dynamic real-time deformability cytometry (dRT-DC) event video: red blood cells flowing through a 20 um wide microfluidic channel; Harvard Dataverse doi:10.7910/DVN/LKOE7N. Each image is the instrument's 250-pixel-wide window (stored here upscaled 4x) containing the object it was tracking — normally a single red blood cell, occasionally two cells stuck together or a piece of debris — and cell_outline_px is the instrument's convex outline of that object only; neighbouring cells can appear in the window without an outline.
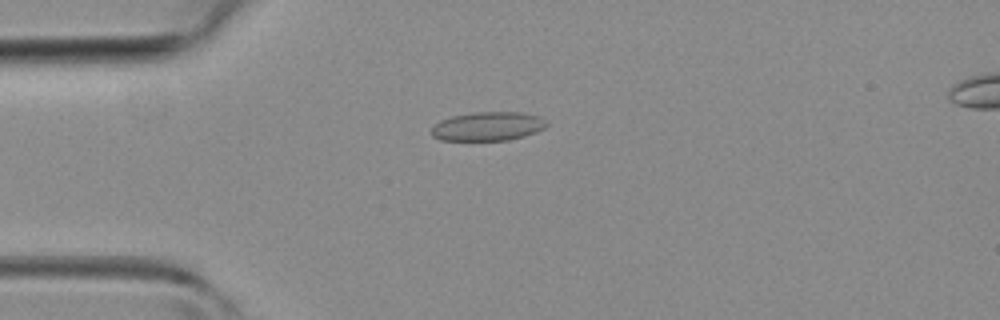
{"species": "common noctule bat (a hibernating species)", "species_latin": "Nyctalus noctula", "temperature_condition": "room temperature", "stored_images_in_passage": 44, "camera_frame_rate_fps": 3000, "um_per_image_px": 0.085, "animal": {"sex": "female", "body_mass_g": 19.3, "forearm_length_mm": 54.1}, "frame": {"image": 1, "passage_image": 11, "time_ms": 3.333, "image_size_px": [1000, 320], "cell_outline_px": [[548, 124], [544, 128], [536, 132], [524, 136], [508, 140], [440, 140], [432, 136], [432, 128], [440, 120], [452, 116], [472, 112], [520, 112], [536, 116], [544, 120]], "centroid_in_image_um": [41.45, 10.74], "position_along_channel_um": 43.6, "area_um2": 19.25}}
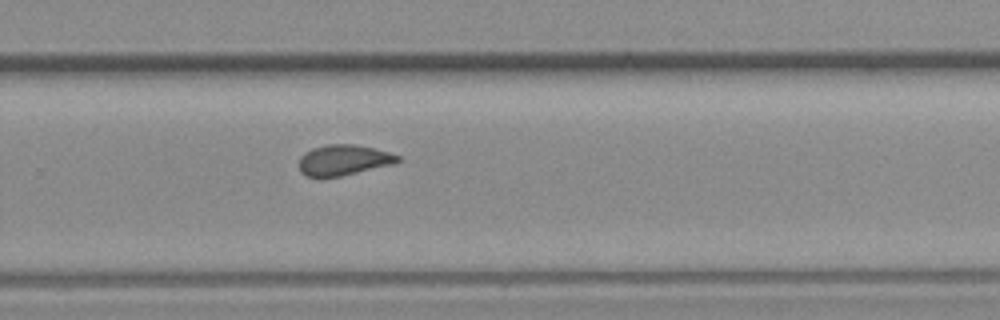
{"frame": {"image": 2, "passage_image": 29, "time_ms": 9.333, "image_size_px": [1000, 320], "cell_outline_px": [[400, 160], [396, 164], [340, 176], [304, 176], [300, 172], [300, 156], [304, 152], [312, 148], [328, 144], [352, 144], [372, 148], [388, 152], [400, 156]], "centroid_in_image_um": [29.21, 13.6], "position_along_channel_um": 300.6, "area_um2": 17.51}}
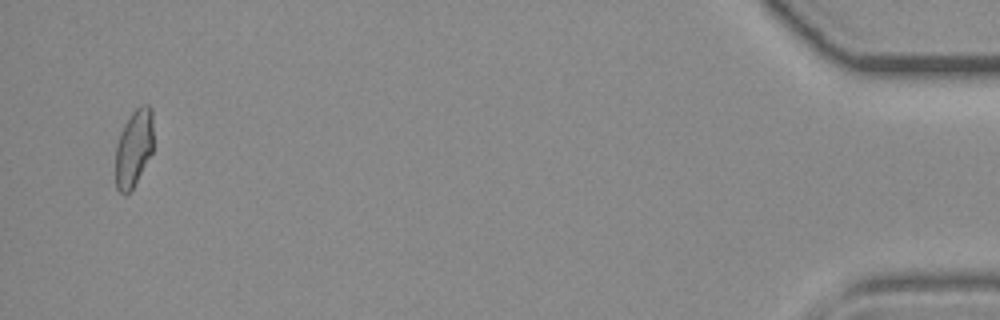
{"frame": {"image": 3, "passage_image": 43, "time_ms": 14.0, "image_size_px": [1000, 320], "cell_outline_px": [[152, 152], [132, 188], [124, 196], [116, 188], [116, 144], [120, 132], [124, 124], [132, 112], [140, 104], [148, 104], [152, 108]], "centroid_in_image_um": [11.36, 12.55], "position_along_channel_um": 423.8, "area_um2": 16.94}}